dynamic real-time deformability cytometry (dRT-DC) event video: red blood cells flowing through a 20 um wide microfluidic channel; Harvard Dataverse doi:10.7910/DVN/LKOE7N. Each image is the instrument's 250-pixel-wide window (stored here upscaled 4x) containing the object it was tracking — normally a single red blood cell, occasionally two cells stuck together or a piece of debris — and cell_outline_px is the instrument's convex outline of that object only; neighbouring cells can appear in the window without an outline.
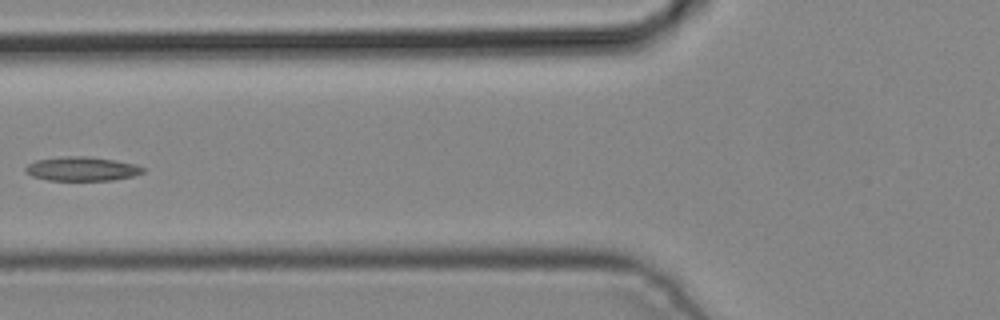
{"species": "common noctule bat (a hibernating species)", "species_latin": "Nyctalus noctula", "temperature_condition": "cold", "stored_images_in_passage": 5, "camera_frame_rate_fps": 3000, "um_per_image_px": 0.085, "animal": {"sex": "male", "body_mass_g": 19.2, "forearm_length_mm": 51.8}, "frame": {"image": 1, "passage_image": 5, "time_ms": 1.333, "image_size_px": [1000, 320], "cell_outline_px": [[144, 172], [132, 176], [112, 180], [48, 180], [32, 176], [24, 172], [24, 168], [28, 164], [36, 160], [64, 156], [88, 156], [136, 164], [144, 168]], "centroid_in_image_um": [6.92, 14.35], "position_along_channel_um": 118.9, "area_um2": 16.42}}